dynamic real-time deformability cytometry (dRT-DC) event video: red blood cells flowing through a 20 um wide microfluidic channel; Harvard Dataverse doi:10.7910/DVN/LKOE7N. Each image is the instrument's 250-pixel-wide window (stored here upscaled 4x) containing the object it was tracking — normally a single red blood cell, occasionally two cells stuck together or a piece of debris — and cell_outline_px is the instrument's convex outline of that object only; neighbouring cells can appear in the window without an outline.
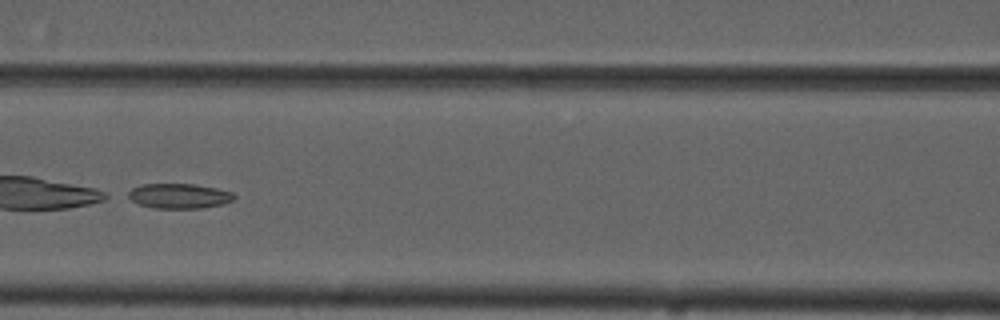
{"species": "common noctule bat (a hibernating species)", "species_latin": "Nyctalus noctula", "temperature_condition": "cold", "stored_images_in_passage": 23, "camera_frame_rate_fps": 3000, "um_per_image_px": 0.085, "animal": {"sex": "male", "forearm_length_mm": 52.5}, "frame": {"image": 1, "passage_image": 14, "time_ms": 4.333, "image_size_px": [1000, 320], "cell_outline_px": [[236, 196], [232, 200], [224, 204], [200, 208], [152, 208], [140, 204], [124, 196], [124, 192], [140, 184], [192, 184], [216, 188], [232, 192]], "centroid_in_image_um": [15.16, 16.65], "position_along_channel_um": 151.4, "area_um2": 15.55}}